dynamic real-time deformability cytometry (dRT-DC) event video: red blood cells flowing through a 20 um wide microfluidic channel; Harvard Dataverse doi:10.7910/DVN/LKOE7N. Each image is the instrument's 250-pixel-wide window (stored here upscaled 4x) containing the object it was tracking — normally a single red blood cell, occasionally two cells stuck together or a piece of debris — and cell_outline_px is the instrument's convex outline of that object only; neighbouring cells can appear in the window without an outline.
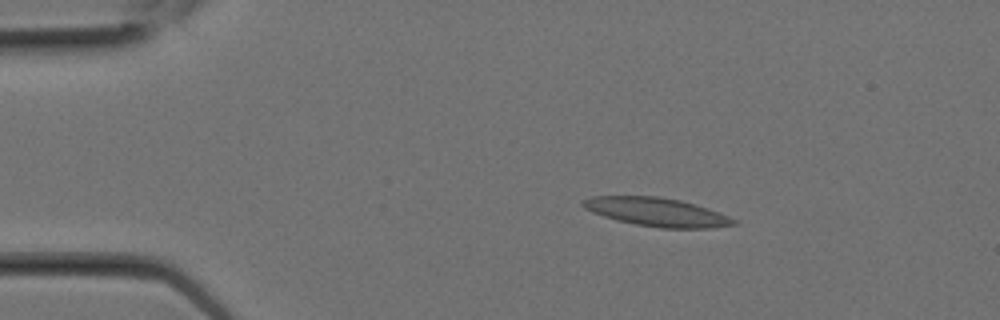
{"species": "Egyptian fruit bat (a non-hibernating species)", "species_latin": "Rousettus aegyptiacus", "temperature_condition": "room temperature", "stored_images_in_passage": 1, "camera_frame_rate_fps": 3000, "um_per_image_px": 0.085, "animal": {"sex": "female"}, "frame": {"image": 1, "passage_image": 1, "time_ms": 0.0, "image_size_px": [1000, 320], "cell_outline_px": [[736, 224], [712, 228], [660, 228], [636, 224], [616, 220], [592, 212], [584, 208], [580, 204], [588, 196], [656, 196], [680, 200], [708, 208], [728, 216], [736, 220]], "centroid_in_image_um": [55.8, 18.02], "position_along_channel_um": 29.2, "area_um2": 24.97}}